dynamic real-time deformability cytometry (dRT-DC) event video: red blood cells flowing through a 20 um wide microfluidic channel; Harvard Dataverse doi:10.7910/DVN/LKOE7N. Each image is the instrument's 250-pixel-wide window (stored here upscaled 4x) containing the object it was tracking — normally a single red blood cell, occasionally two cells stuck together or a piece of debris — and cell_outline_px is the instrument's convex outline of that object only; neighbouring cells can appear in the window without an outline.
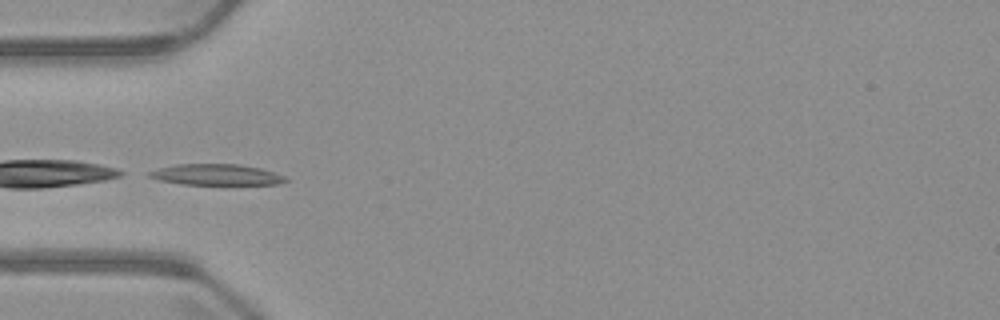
{"species": "common noctule bat (a hibernating species)", "species_latin": "Nyctalus noctula", "temperature_condition": "warm", "stored_images_in_passage": 5, "camera_frame_rate_fps": 3000, "um_per_image_px": 0.085, "animal": {"sex": "male", "body_mass_g": 23.1, "forearm_length_mm": 52.7}, "frame": {"image": 1, "passage_image": 3, "time_ms": 2.333, "image_size_px": [1000, 320], "cell_outline_px": [[288, 180], [276, 184], [180, 184], [160, 180], [148, 176], [148, 172], [160, 168], [176, 164], [240, 164], [260, 168], [288, 176]], "centroid_in_image_um": [18.42, 14.84], "position_along_channel_um": 66.6, "area_um2": 16.59}}
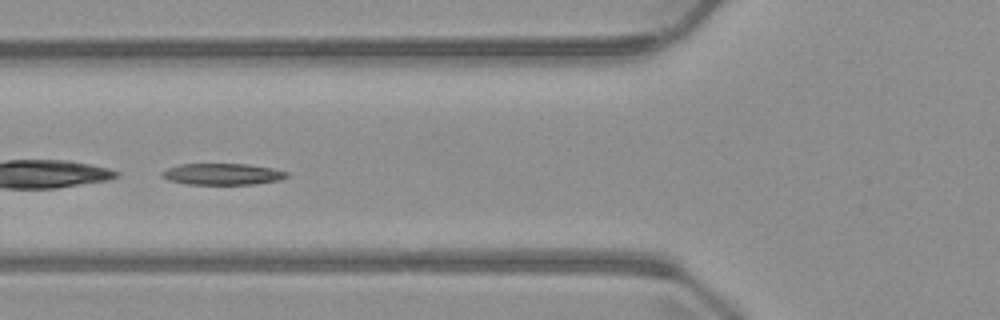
{"frame": {"image": 2, "passage_image": 4, "time_ms": 3.333, "image_size_px": [1000, 320], "cell_outline_px": [[288, 176], [280, 180], [256, 184], [188, 184], [168, 180], [160, 176], [160, 172], [168, 168], [180, 164], [248, 164], [272, 168], [288, 172]], "centroid_in_image_um": [18.9, 14.8], "position_along_channel_um": 106.9, "area_um2": 15.61}}
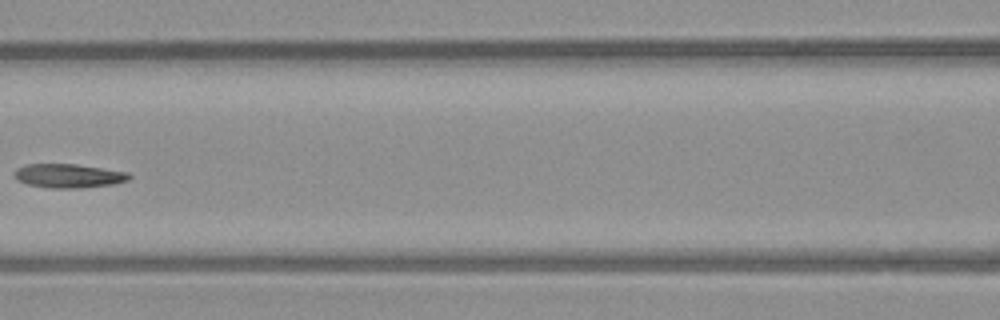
{"frame": {"image": 3, "passage_image": 5, "time_ms": 4.667, "image_size_px": [1000, 320], "cell_outline_px": [[132, 176], [128, 180], [112, 184], [80, 188], [48, 188], [28, 184], [16, 180], [16, 168], [28, 164], [76, 164], [128, 172]], "centroid_in_image_um": [5.84, 14.94], "position_along_channel_um": 160.8, "area_um2": 15.9}}